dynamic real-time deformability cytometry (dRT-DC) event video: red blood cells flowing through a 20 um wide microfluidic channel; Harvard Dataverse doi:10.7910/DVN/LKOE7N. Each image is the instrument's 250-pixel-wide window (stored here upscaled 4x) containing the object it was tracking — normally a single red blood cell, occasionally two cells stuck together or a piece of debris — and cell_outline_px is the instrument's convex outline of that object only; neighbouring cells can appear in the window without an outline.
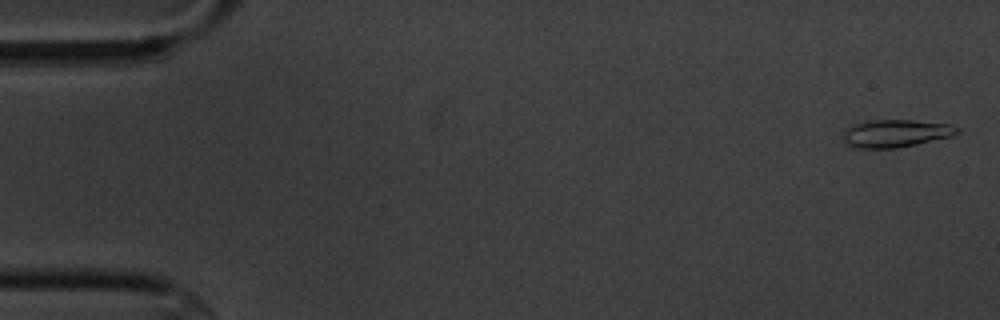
{"species": "common noctule bat (a hibernating species)", "species_latin": "Nyctalus noctula", "temperature_condition": "cold", "stored_images_in_passage": 6, "camera_frame_rate_fps": 3000, "um_per_image_px": 0.085, "animal": {"sex": "male", "body_mass_g": 20.1, "forearm_length_mm": 53.5}, "frame": {"image": 1, "passage_image": 1, "time_ms": 0.0, "image_size_px": [1000, 320], "cell_outline_px": [[960, 132], [952, 136], [916, 144], [896, 148], [852, 148], [844, 144], [844, 132], [852, 124], [872, 120], [912, 120], [948, 124], [960, 128]], "centroid_in_image_um": [76.12, 11.34], "position_along_channel_um": 8.9, "area_um2": 18.38}}